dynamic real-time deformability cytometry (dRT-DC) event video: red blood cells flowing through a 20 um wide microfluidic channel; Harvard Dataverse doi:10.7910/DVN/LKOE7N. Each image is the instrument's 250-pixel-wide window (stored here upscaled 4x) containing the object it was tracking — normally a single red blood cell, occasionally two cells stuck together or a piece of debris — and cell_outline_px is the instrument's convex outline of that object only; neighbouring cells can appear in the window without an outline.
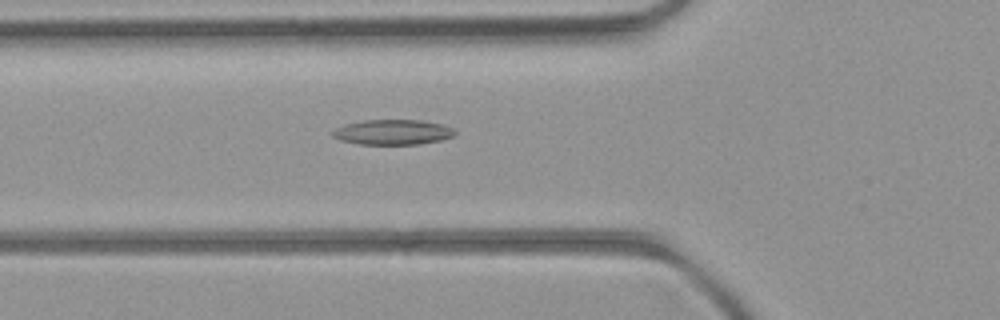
{"species": "common noctule bat (a hibernating species)", "species_latin": "Nyctalus noctula", "temperature_condition": "room temperature", "stored_images_in_passage": 47, "camera_frame_rate_fps": 3000, "um_per_image_px": 0.085, "animal": {"sex": "female", "body_mass_g": 21.9}, "frame": {"image": 1, "passage_image": 14, "time_ms": 4.333, "image_size_px": [1000, 320], "cell_outline_px": [[456, 132], [452, 136], [440, 140], [420, 144], [360, 144], [340, 140], [332, 136], [332, 132], [336, 128], [344, 124], [360, 120], [420, 120], [440, 124], [452, 128]], "centroid_in_image_um": [33.34, 11.23], "position_along_channel_um": 92.5, "area_um2": 17.8}}
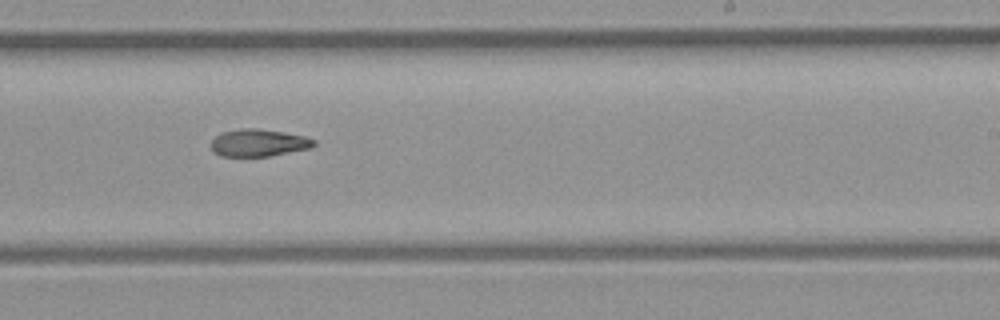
{"frame": {"image": 2, "passage_image": 27, "time_ms": 8.667, "image_size_px": [1000, 320], "cell_outline_px": [[316, 144], [308, 148], [268, 156], [220, 156], [212, 152], [212, 140], [216, 136], [224, 132], [236, 128], [260, 128], [284, 132], [304, 136], [316, 140]], "centroid_in_image_um": [21.96, 12.12], "position_along_channel_um": 267.0, "area_um2": 16.3}}
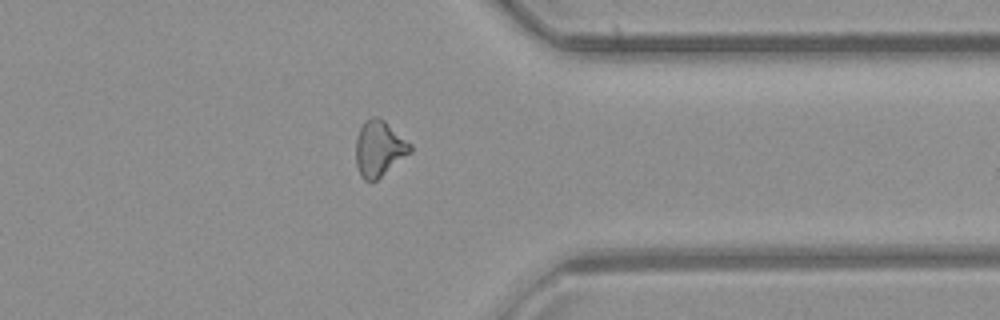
{"frame": {"image": 3, "passage_image": 36, "time_ms": 11.667, "image_size_px": [1000, 320], "cell_outline_px": [[412, 152], [376, 180], [364, 180], [360, 176], [356, 164], [356, 140], [360, 128], [372, 116], [376, 116], [384, 120], [412, 144]], "centroid_in_image_um": [32.24, 12.63], "position_along_channel_um": 379.2, "area_um2": 17.51}}